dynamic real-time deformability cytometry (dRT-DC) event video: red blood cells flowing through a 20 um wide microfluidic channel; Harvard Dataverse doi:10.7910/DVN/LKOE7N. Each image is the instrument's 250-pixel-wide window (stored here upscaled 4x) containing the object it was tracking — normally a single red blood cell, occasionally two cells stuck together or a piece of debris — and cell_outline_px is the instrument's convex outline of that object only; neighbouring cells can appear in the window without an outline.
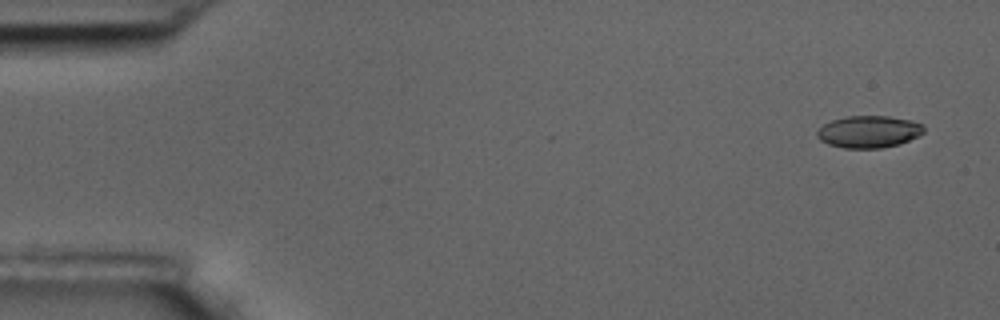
{"species": "common noctule bat (a hibernating species)", "species_latin": "Nyctalus noctula", "temperature_condition": "room temperature", "stored_images_in_passage": 54, "camera_frame_rate_fps": 3000, "um_per_image_px": 0.085, "animal": {"sex": "male", "body_mass_g": 17.5, "forearm_length_mm": 52.3}, "frame": {"image": 1, "passage_image": 1, "time_ms": 0.0, "image_size_px": [1000, 320], "cell_outline_px": [[924, 132], [920, 136], [900, 144], [880, 148], [844, 148], [828, 144], [820, 140], [816, 136], [816, 132], [824, 124], [832, 120], [844, 116], [888, 116], [912, 120], [924, 124]], "centroid_in_image_um": [73.87, 11.19], "position_along_channel_um": 11.1, "area_um2": 20.17}}
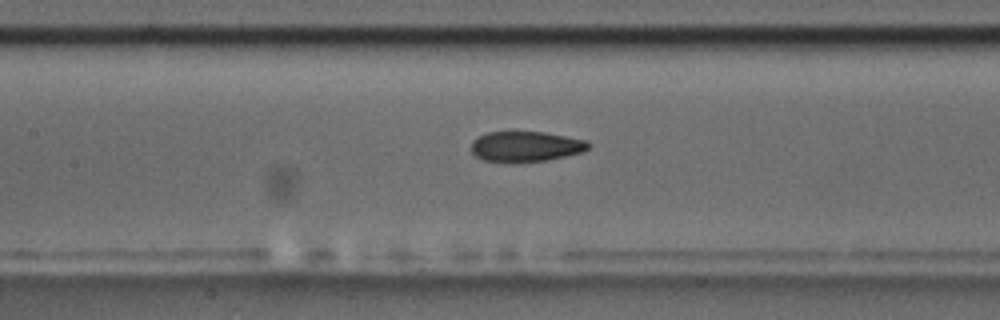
{"frame": {"image": 2, "passage_image": 24, "time_ms": 7.667, "image_size_px": [1000, 320], "cell_outline_px": [[592, 144], [584, 152], [548, 160], [484, 160], [476, 156], [472, 152], [472, 140], [488, 132], [516, 128], [544, 132], [588, 140]], "centroid_in_image_um": [44.73, 12.37], "position_along_channel_um": 162.7, "area_um2": 21.04}}
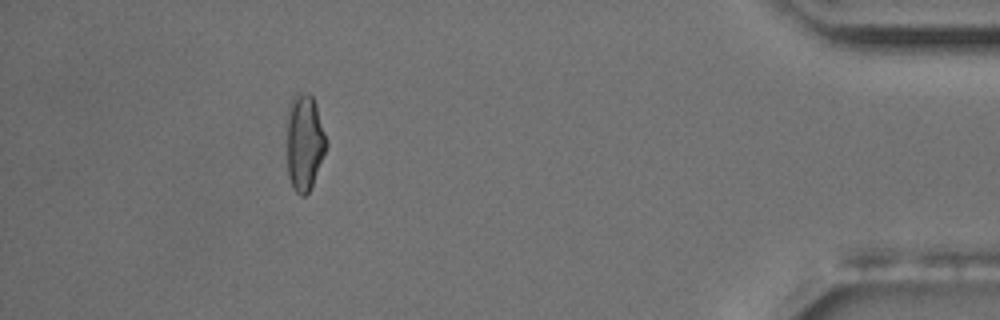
{"frame": {"image": 3, "passage_image": 49, "time_ms": 16.0, "image_size_px": [1000, 320], "cell_outline_px": [[328, 144], [312, 184], [308, 192], [304, 196], [300, 196], [292, 188], [288, 176], [288, 104], [292, 96], [296, 92], [304, 92], [312, 96], [316, 104]], "centroid_in_image_um": [25.87, 12.07], "position_along_channel_um": 409.3, "area_um2": 22.02}, "authors_computed_cell_mechanics": {"area_um2": 21.4727, "velocity_mm_per_s": 3.6161, "shape_relaxation_time_tau1_ms": 4.4914, "shape_relaxation_time_tau2_ms": 1.8789, "deformation_change_tau1": 0.1401, "deformation_change_tau2": 0.0763}}